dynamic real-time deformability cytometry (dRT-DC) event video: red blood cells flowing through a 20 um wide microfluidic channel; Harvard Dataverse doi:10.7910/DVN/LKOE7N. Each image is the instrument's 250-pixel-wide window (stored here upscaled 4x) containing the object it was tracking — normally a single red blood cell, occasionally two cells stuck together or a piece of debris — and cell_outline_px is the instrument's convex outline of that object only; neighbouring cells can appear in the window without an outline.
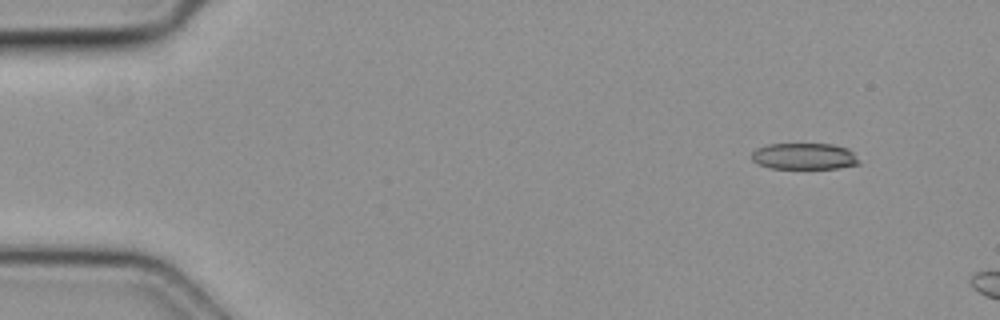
{"species": "common noctule bat (a hibernating species)", "species_latin": "Nyctalus noctula", "temperature_condition": "cold", "stored_images_in_passage": 6, "camera_frame_rate_fps": 3000, "um_per_image_px": 0.085, "animal": {"sex": "female", "body_mass_g": 19.3, "forearm_length_mm": 54.1}, "frame": {"image": 1, "passage_image": 1, "time_ms": 0.0, "image_size_px": [1000, 320], "cell_outline_px": [[860, 164], [836, 168], [768, 168], [752, 160], [752, 152], [756, 148], [768, 144], [832, 144], [848, 148], [852, 152]], "centroid_in_image_um": [68.34, 13.28], "position_along_channel_um": 16.7, "area_um2": 16.36}}